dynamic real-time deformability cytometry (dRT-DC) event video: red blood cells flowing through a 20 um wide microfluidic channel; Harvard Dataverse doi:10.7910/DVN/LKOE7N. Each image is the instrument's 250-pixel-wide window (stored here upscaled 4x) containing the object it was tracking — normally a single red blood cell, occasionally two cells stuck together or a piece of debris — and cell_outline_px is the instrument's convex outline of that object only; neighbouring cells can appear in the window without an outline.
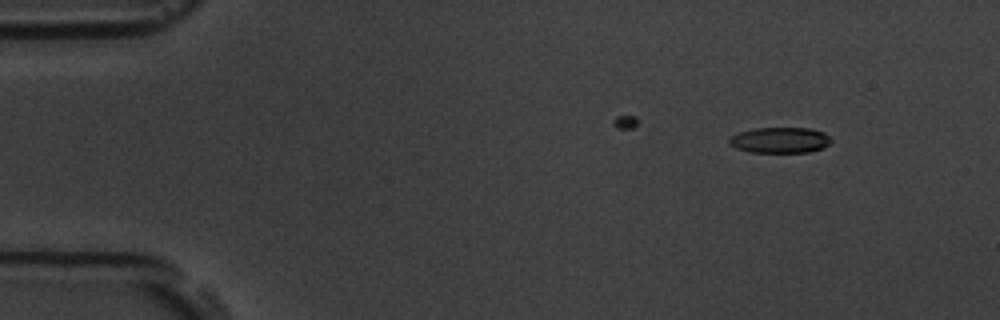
{"species": "common noctule bat (a hibernating species)", "species_latin": "Nyctalus noctula", "temperature_condition": "room temperature", "stored_images_in_passage": 3, "camera_frame_rate_fps": 3000, "um_per_image_px": 0.085, "animal": {"sex": "male", "body_mass_g": 19.5, "forearm_length_mm": 54.6}, "frame": {"image": 1, "passage_image": 1, "time_ms": 0.0, "image_size_px": [1000, 320], "cell_outline_px": [[832, 140], [824, 148], [808, 152], [752, 152], [736, 148], [728, 144], [728, 140], [732, 136], [740, 132], [752, 128], [812, 128], [824, 132]], "centroid_in_image_um": [66.31, 11.9], "position_along_channel_um": 18.7, "area_um2": 15.32}}